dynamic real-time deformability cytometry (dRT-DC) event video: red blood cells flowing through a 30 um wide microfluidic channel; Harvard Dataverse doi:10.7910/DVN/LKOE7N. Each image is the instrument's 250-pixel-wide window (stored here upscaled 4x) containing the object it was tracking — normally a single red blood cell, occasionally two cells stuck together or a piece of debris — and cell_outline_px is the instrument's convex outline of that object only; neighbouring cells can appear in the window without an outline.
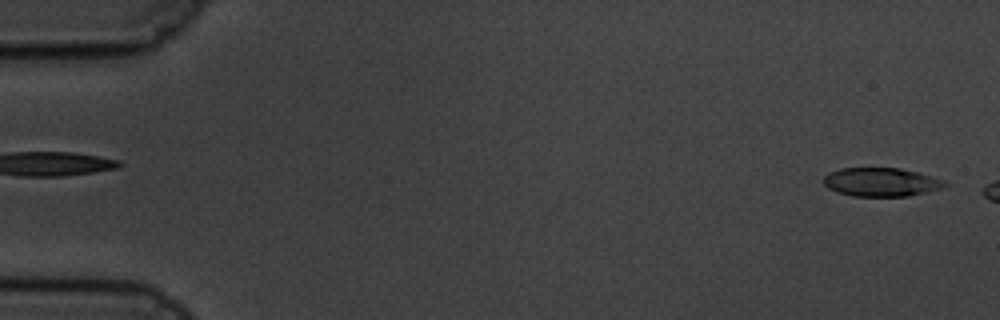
{"species": "common noctule bat (a hibernating species)", "species_latin": "Nyctalus noctula", "temperature_condition": "cold", "stored_images_in_passage": 6, "camera_frame_rate_fps": 3000, "um_per_image_px": 0.085, "animal": {"sex": "male", "body_mass_g": 19.5, "forearm_length_mm": 54.6}, "frame": {"image": 1, "passage_image": 1, "time_ms": 0.0, "image_size_px": [1000, 320], "cell_outline_px": [[948, 184], [940, 188], [908, 196], [852, 196], [836, 192], [828, 188], [824, 184], [824, 176], [840, 168], [900, 168], [932, 176], [944, 180]], "centroid_in_image_um": [74.87, 15.48], "position_along_channel_um": 10.1, "area_um2": 20.06}}